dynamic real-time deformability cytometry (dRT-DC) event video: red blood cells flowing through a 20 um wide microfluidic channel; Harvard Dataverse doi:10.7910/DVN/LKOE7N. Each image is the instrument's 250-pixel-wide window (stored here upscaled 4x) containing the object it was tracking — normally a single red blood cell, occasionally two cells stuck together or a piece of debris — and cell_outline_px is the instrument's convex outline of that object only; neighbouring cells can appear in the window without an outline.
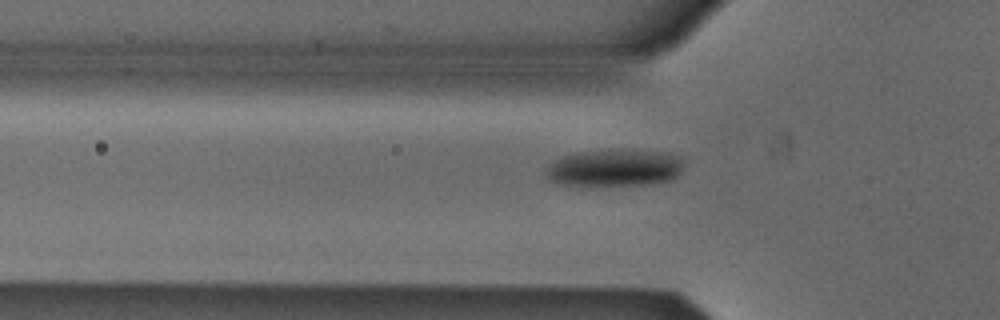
{"species": "Egyptian fruit bat (a non-hibernating species)", "species_latin": "Rousettus aegyptiacus", "temperature_condition": "cold", "stored_images_in_passage": 39, "camera_frame_rate_fps": 3000, "um_per_image_px": 0.085, "animal": {"sex": "male"}, "frame": {"image": 1, "passage_image": 5, "time_ms": 1.333, "image_size_px": [1000, 320], "cell_outline_px": [[680, 172], [672, 180], [652, 184], [556, 184], [548, 180], [544, 176], [544, 172], [556, 160], [564, 156], [580, 152], [668, 152], [680, 156]], "centroid_in_image_um": [52.22, 14.3], "position_along_channel_um": 73.6, "area_um2": 28.44}}
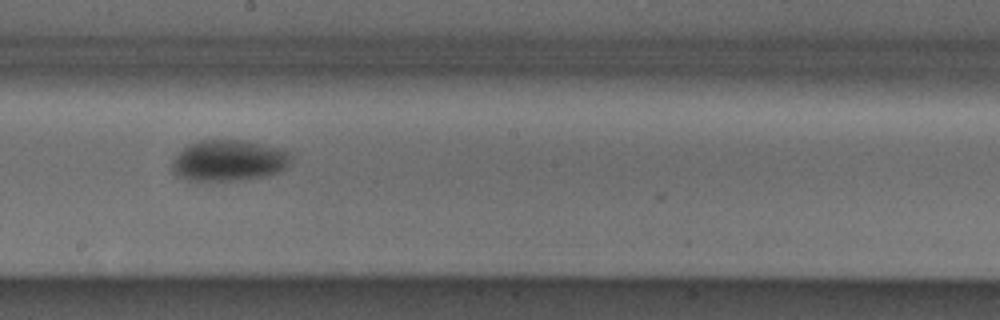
{"frame": {"image": 2, "passage_image": 17, "time_ms": 5.333, "image_size_px": [1000, 320], "cell_outline_px": [[292, 160], [288, 168], [280, 172], [268, 176], [244, 180], [184, 180], [176, 176], [172, 172], [172, 160], [188, 144], [200, 140], [244, 140], [276, 148], [288, 152], [292, 156]], "centroid_in_image_um": [19.46, 13.66], "position_along_channel_um": 228.7, "area_um2": 28.73}}
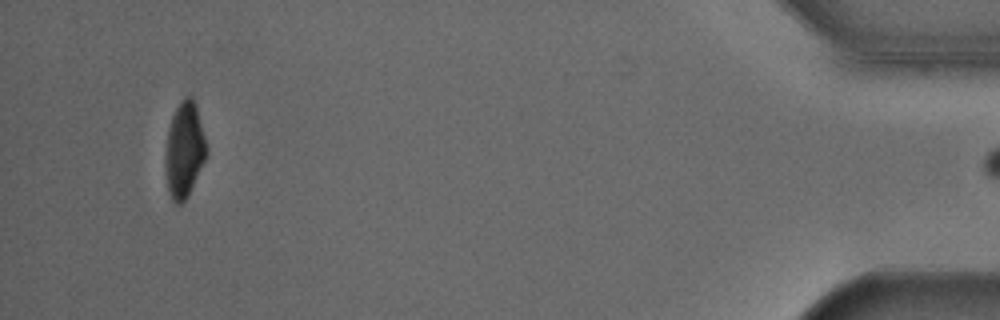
{"frame": {"image": 3, "passage_image": 38, "time_ms": 12.333, "image_size_px": [1000, 320], "cell_outline_px": [[208, 156], [188, 196], [180, 204], [176, 204], [172, 200], [168, 192], [164, 160], [164, 156], [168, 128], [172, 116], [180, 100], [184, 96], [192, 96], [196, 104], [208, 148]], "centroid_in_image_um": [15.68, 12.74], "position_along_channel_um": 419.5, "area_um2": 23.41}, "authors_computed_cell_mechanics": {"area_um2": 27.0504, "velocity_mm_per_s": 3.8848, "shape_relaxation_time_tau1_ms": 3.0431, "shape_relaxation_time_tau2_ms": null, "deformation_change_tau1": 0.1302, "deformation_change_tau2": null}}